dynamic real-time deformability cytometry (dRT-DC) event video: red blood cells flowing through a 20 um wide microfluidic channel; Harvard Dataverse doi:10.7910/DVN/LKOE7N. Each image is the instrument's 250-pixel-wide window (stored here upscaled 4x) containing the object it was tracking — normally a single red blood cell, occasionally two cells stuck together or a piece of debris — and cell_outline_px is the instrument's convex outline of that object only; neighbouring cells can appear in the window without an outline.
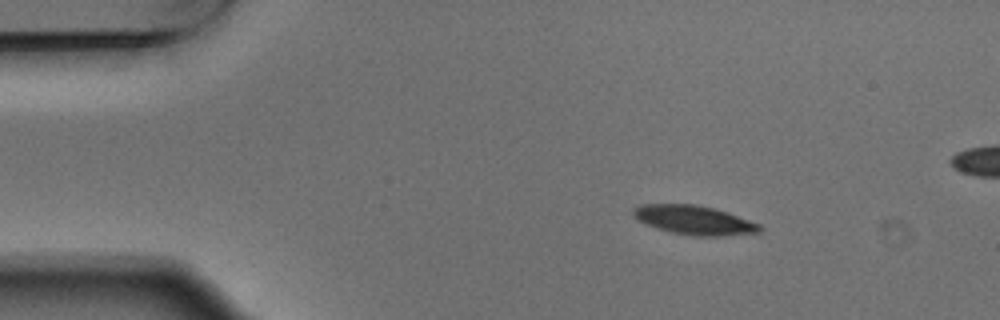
{"species": "Egyptian fruit bat (a non-hibernating species)", "species_latin": "Rousettus aegyptiacus", "temperature_condition": "warm", "stored_images_in_passage": 4, "camera_frame_rate_fps": 3000, "um_per_image_px": 0.085, "animal": {"sex": "male"}, "frame": {"image": 1, "passage_image": 1, "time_ms": 0.0, "image_size_px": [1000, 320], "cell_outline_px": [[764, 228], [760, 232], [724, 236], [692, 236], [672, 232], [656, 228], [644, 224], [636, 220], [632, 212], [632, 208], [640, 204], [696, 204], [716, 208], [728, 212], [760, 224]], "centroid_in_image_um": [58.99, 18.7], "position_along_channel_um": 26.0, "area_um2": 21.79}}